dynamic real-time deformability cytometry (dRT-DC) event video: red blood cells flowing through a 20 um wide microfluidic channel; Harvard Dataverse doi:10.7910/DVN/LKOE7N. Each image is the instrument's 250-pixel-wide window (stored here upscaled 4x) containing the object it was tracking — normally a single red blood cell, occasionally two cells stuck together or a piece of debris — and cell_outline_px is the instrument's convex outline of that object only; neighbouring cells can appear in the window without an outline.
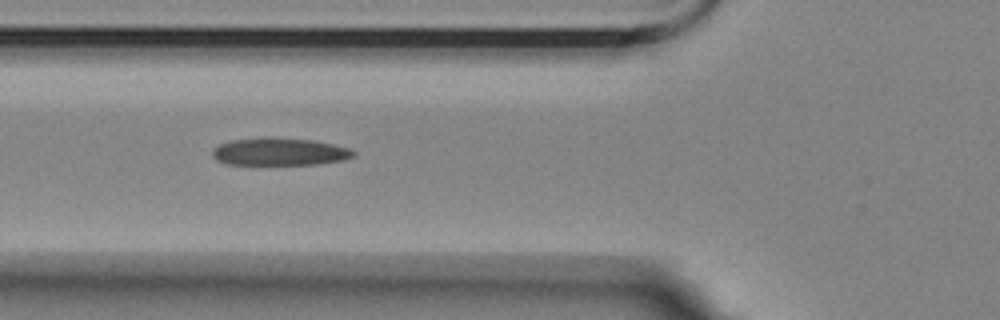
{"species": "Egyptian fruit bat (a non-hibernating species)", "species_latin": "Rousettus aegyptiacus", "temperature_condition": "room temperature", "stored_images_in_passage": 15, "camera_frame_rate_fps": 3000, "um_per_image_px": 0.085, "animal": {"sex": "female"}, "frame": {"image": 1, "passage_image": 9, "time_ms": 2.667, "image_size_px": [1000, 320], "cell_outline_px": [[356, 156], [344, 160], [316, 164], [228, 164], [216, 160], [212, 156], [212, 148], [220, 144], [232, 140], [264, 136], [312, 140], [332, 144], [348, 148], [356, 152]], "centroid_in_image_um": [23.75, 12.88], "position_along_channel_um": 102.1, "area_um2": 22.77}}
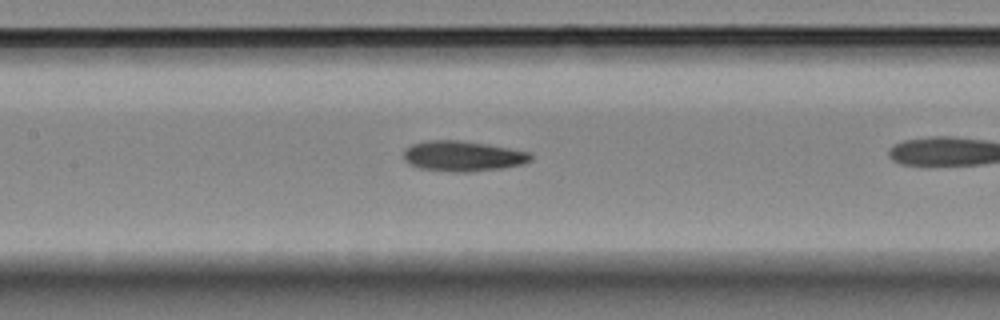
{"frame": {"image": 2, "passage_image": 11, "time_ms": 3.333, "image_size_px": [1000, 320], "cell_outline_px": [[532, 160], [524, 164], [504, 168], [468, 172], [452, 172], [420, 168], [408, 164], [404, 160], [404, 152], [412, 144], [428, 140], [460, 140], [488, 144], [528, 152], [532, 156]], "centroid_in_image_um": [39.35, 13.27], "position_along_channel_um": 168.1, "area_um2": 22.54}}